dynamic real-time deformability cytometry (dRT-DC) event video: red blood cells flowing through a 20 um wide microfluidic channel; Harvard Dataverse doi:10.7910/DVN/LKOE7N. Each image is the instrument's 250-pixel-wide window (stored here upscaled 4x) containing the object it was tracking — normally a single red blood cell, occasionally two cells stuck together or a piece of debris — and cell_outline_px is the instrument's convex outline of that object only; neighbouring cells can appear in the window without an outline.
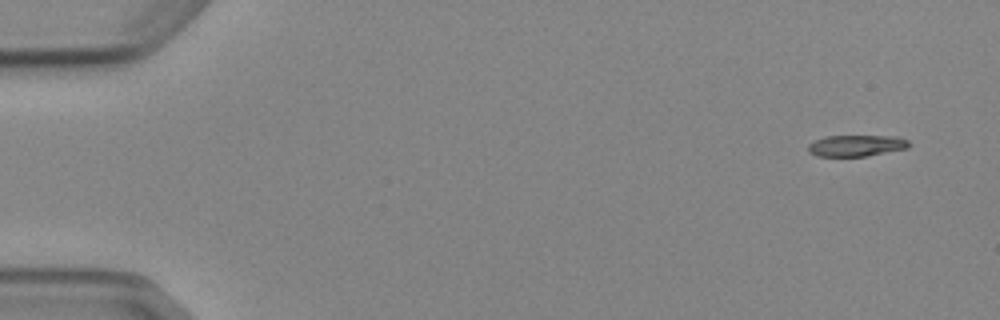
{"species": "Egyptian fruit bat (a non-hibernating species)", "species_latin": "Rousettus aegyptiacus", "temperature_condition": "cold", "stored_images_in_passage": 6, "camera_frame_rate_fps": 3000, "um_per_image_px": 0.085, "animal": {"sex": "female"}, "frame": {"image": 1, "passage_image": 1, "time_ms": 0.0, "image_size_px": [1000, 320], "cell_outline_px": [[912, 144], [908, 148], [868, 156], [816, 156], [808, 152], [808, 144], [824, 136], [896, 136], [908, 140]], "centroid_in_image_um": [72.81, 12.38], "position_along_channel_um": 12.2, "area_um2": 12.66}}
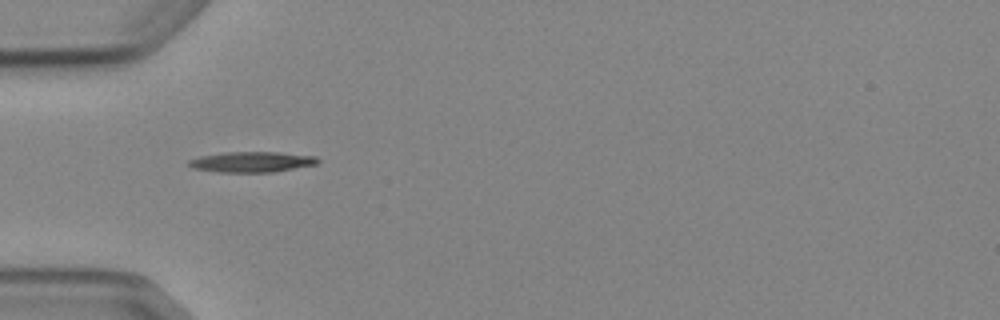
{"frame": {"image": 2, "passage_image": 5, "time_ms": 4.667, "image_size_px": [1000, 320], "cell_outline_px": [[320, 160], [316, 164], [272, 172], [216, 172], [192, 168], [184, 164], [188, 160], [200, 156], [224, 152], [280, 152], [316, 156]], "centroid_in_image_um": [21.34, 13.76], "position_along_channel_um": 63.7, "area_um2": 15.55}}
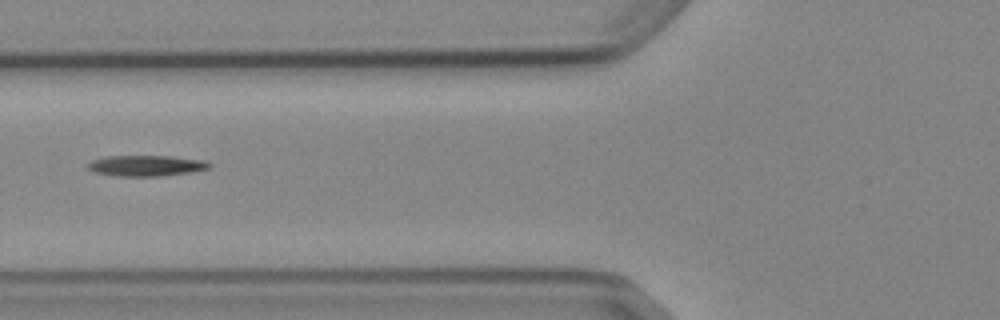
{"frame": {"image": 3, "passage_image": 6, "time_ms": 6.0, "image_size_px": [1000, 320], "cell_outline_px": [[212, 168], [192, 172], [160, 176], [116, 176], [92, 172], [88, 168], [88, 164], [92, 160], [108, 156], [172, 156], [208, 160], [212, 164]], "centroid_in_image_um": [12.5, 14.08], "position_along_channel_um": 113.3, "area_um2": 14.97}}